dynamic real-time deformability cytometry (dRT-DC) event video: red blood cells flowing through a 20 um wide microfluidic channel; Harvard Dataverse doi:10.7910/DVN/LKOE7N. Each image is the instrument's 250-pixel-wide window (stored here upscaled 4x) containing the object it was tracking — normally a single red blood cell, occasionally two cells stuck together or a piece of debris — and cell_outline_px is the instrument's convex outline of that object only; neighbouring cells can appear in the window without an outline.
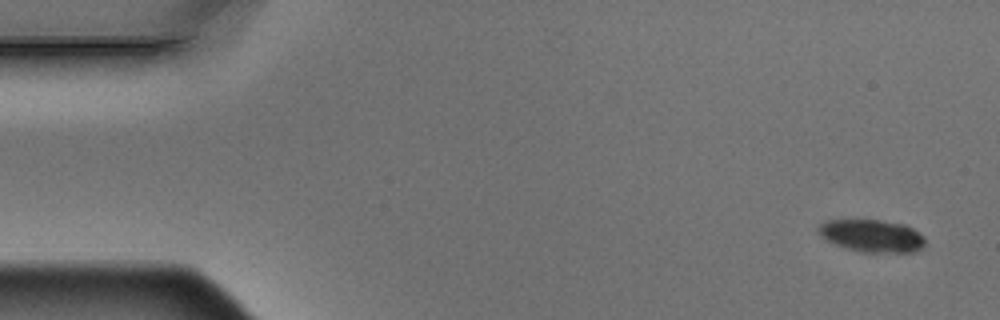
{"species": "Egyptian fruit bat (a non-hibernating species)", "species_latin": "Rousettus aegyptiacus", "temperature_condition": "warm", "stored_images_in_passage": 5, "segment_of_instrument_passage": [1, 2], "camera_frame_rate_fps": 3000, "um_per_image_px": 0.085, "animal": {"sex": "male"}, "frame": {"image": 1, "passage_image": 1, "time_ms": 0.0, "image_size_px": [1000, 320], "cell_outline_px": [[924, 248], [912, 252], [860, 252], [844, 248], [820, 236], [820, 224], [824, 220], [880, 220], [904, 224], [912, 228], [924, 236]], "centroid_in_image_um": [74.14, 20.05], "position_along_channel_um": 10.9, "area_um2": 20.11}}
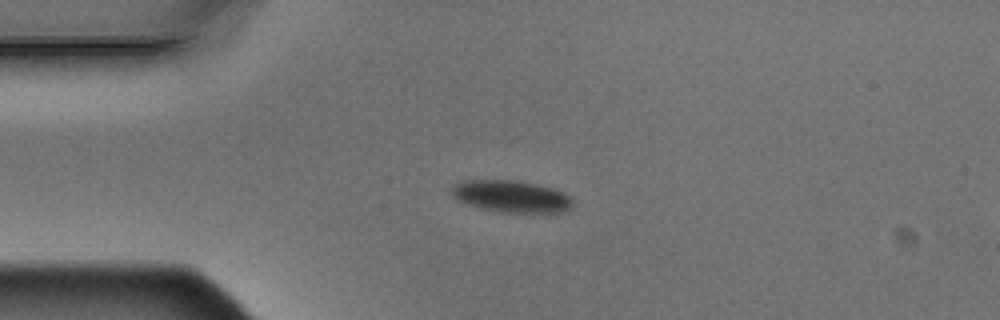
{"frame": {"image": 2, "passage_image": 4, "time_ms": 1.0, "image_size_px": [1000, 320], "cell_outline_px": [[572, 204], [564, 212], [500, 212], [480, 208], [468, 204], [460, 200], [452, 192], [452, 188], [456, 184], [464, 180], [516, 180], [536, 184], [552, 188], [564, 192], [572, 200]], "centroid_in_image_um": [43.48, 16.68], "position_along_channel_um": 41.5, "area_um2": 22.14}}